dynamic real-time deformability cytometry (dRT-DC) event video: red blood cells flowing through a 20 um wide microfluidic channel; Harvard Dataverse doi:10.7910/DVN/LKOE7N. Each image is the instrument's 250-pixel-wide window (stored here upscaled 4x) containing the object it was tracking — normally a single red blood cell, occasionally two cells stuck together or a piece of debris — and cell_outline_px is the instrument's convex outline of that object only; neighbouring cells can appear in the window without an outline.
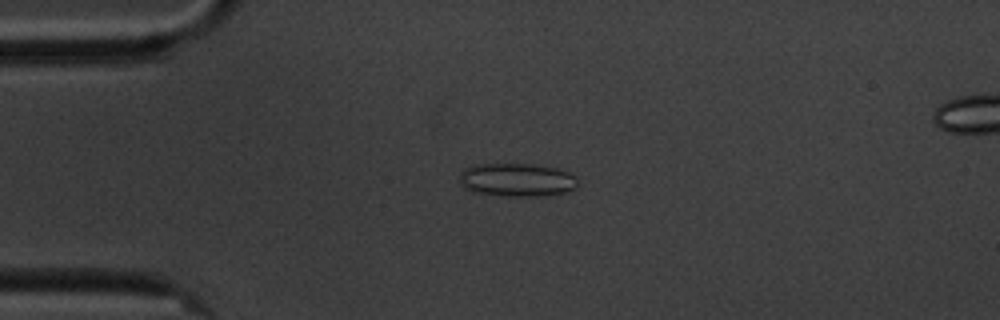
{"species": "common noctule bat (a hibernating species)", "species_latin": "Nyctalus noctula", "temperature_condition": "cold", "stored_images_in_passage": 59, "camera_frame_rate_fps": 3000, "um_per_image_px": 0.085, "animal": {"sex": "male", "body_mass_g": 20.1, "forearm_length_mm": 53.5}, "frame": {"image": 1, "passage_image": 14, "time_ms": 4.333, "image_size_px": [1000, 320], "cell_outline_px": [[576, 188], [568, 192], [544, 196], [504, 196], [472, 192], [464, 188], [460, 184], [460, 172], [464, 168], [476, 164], [532, 164], [560, 168], [576, 176]], "centroid_in_image_um": [43.94, 15.29], "position_along_channel_um": 41.1, "area_um2": 23.35}}
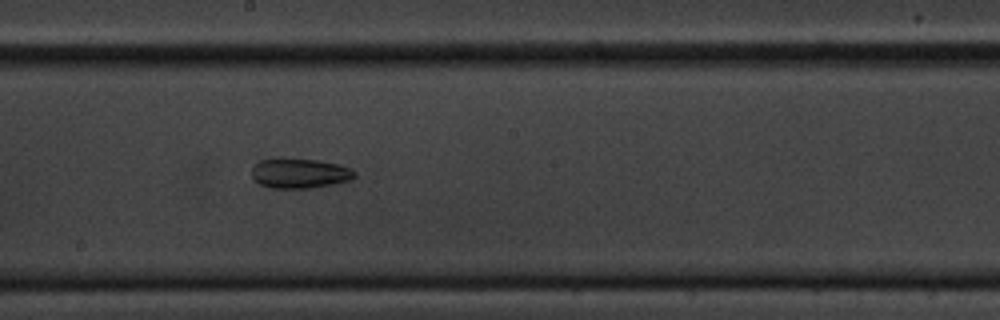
{"frame": {"image": 2, "passage_image": 32, "time_ms": 10.333, "image_size_px": [1000, 320], "cell_outline_px": [[356, 176], [348, 180], [332, 184], [312, 188], [272, 188], [260, 184], [252, 176], [252, 168], [260, 160], [272, 156], [280, 156], [316, 160], [340, 164], [352, 168], [356, 172]], "centroid_in_image_um": [25.45, 14.69], "position_along_channel_um": 222.7, "area_um2": 18.38}}
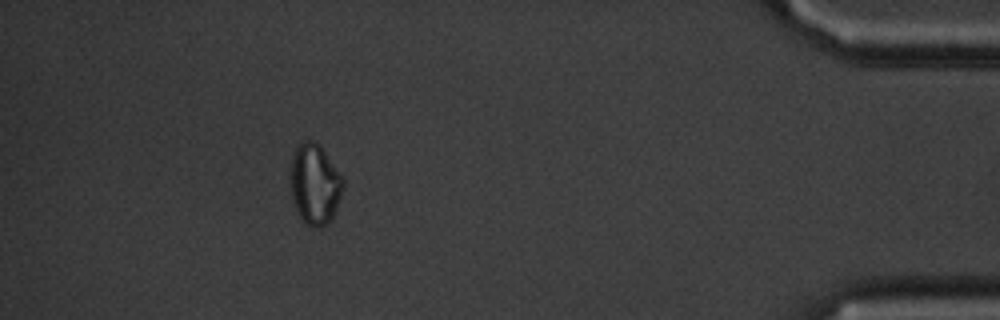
{"frame": {"image": 3, "passage_image": 53, "time_ms": 17.333, "image_size_px": [1000, 320], "cell_outline_px": [[344, 188], [332, 220], [328, 224], [320, 228], [312, 228], [300, 216], [292, 200], [288, 180], [288, 176], [292, 156], [296, 148], [304, 140], [316, 140], [320, 144], [344, 180]], "centroid_in_image_um": [26.74, 15.65], "position_along_channel_um": 408.5, "area_um2": 25.26}}